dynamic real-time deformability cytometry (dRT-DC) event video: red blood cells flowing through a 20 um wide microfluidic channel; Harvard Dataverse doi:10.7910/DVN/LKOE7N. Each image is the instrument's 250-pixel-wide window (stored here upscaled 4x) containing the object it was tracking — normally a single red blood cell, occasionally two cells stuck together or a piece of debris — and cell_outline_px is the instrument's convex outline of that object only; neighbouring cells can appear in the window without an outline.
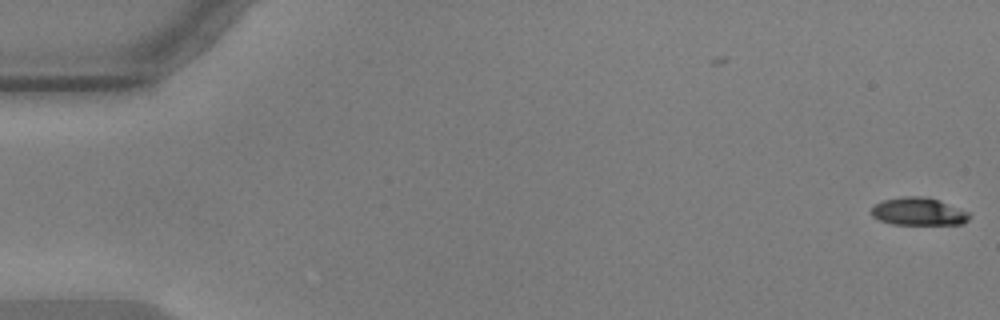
{"species": "common noctule bat (a hibernating species)", "species_latin": "Nyctalus noctula", "temperature_condition": "warm", "stored_images_in_passage": 58, "camera_frame_rate_fps": 3000, "um_per_image_px": 0.085, "animal": {"sex": "male", "body_mass_g": 17.9, "forearm_length_mm": 54.2}, "frame": {"image": 1, "passage_image": 1, "time_ms": 0.0, "image_size_px": [1000, 320], "cell_outline_px": [[972, 216], [964, 224], [892, 224], [880, 220], [872, 216], [872, 208], [876, 204], [884, 200], [904, 196], [920, 196], [940, 200], [968, 212]], "centroid_in_image_um": [78.1, 17.98], "position_along_channel_um": 6.9, "area_um2": 15.72}}
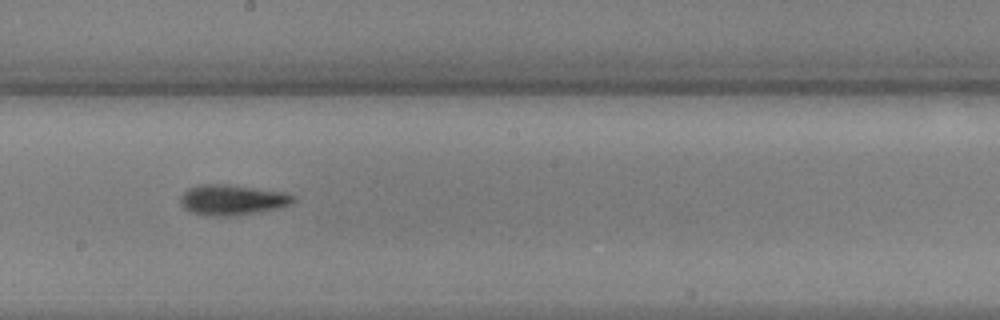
{"frame": {"image": 2, "passage_image": 32, "time_ms": 10.333, "image_size_px": [1000, 320], "cell_outline_px": [[296, 200], [292, 204], [280, 208], [232, 216], [208, 216], [188, 212], [180, 204], [180, 196], [188, 188], [200, 184], [220, 184], [256, 188], [288, 192], [296, 196]], "centroid_in_image_um": [19.75, 16.99], "position_along_channel_um": 228.4, "area_um2": 20.29}}
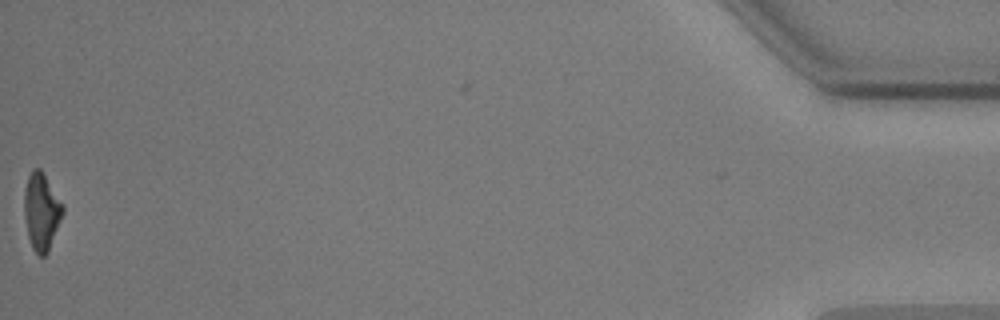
{"frame": {"image": 3, "passage_image": 57, "time_ms": 18.667, "image_size_px": [1000, 320], "cell_outline_px": [[64, 212], [48, 252], [44, 256], [40, 256], [32, 248], [28, 236], [24, 216], [24, 188], [28, 176], [32, 168], [40, 168], [64, 204]], "centroid_in_image_um": [3.52, 17.96], "position_along_channel_um": 431.7, "area_um2": 17.46}, "authors_computed_cell_mechanics": {"area_um2": 17.8891, "velocity_mm_per_s": 3.5797, "shape_relaxation_time_tau1_ms": 3.219, "shape_relaxation_time_tau2_ms": 3.7422, "deformation_change_tau1": 0.1778, "deformation_change_tau2": 0.1316}}